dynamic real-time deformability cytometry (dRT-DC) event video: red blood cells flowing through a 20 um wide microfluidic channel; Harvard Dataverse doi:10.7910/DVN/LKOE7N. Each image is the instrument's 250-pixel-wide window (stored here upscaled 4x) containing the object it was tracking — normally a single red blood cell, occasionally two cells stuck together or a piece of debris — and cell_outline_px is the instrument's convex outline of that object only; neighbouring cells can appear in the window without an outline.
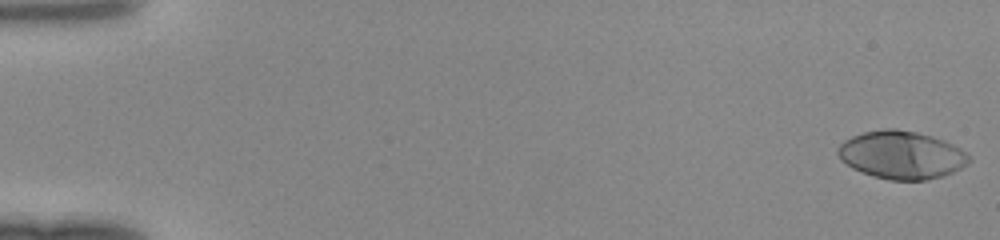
{"species": "human", "species_latin": "Homo sapiens", "temperature_condition": "room temperature", "stored_images_in_passage": 48, "camera_frame_rate_fps": 3000, "um_per_image_px": 0.085, "donor": {"sex": "female"}, "frame": {"image": 1, "passage_image": 1, "time_ms": 0.0, "image_size_px": [1000, 240], "cell_outline_px": [[972, 160], [968, 164], [944, 176], [928, 180], [888, 180], [872, 176], [860, 172], [852, 168], [840, 160], [836, 152], [836, 148], [844, 140], [852, 136], [864, 132], [884, 128], [896, 128], [916, 132], [932, 136], [944, 140], [968, 152], [972, 156]], "centroid_in_image_um": [76.63, 13.17], "position_along_channel_um": 8.4, "area_um2": 37.17}}
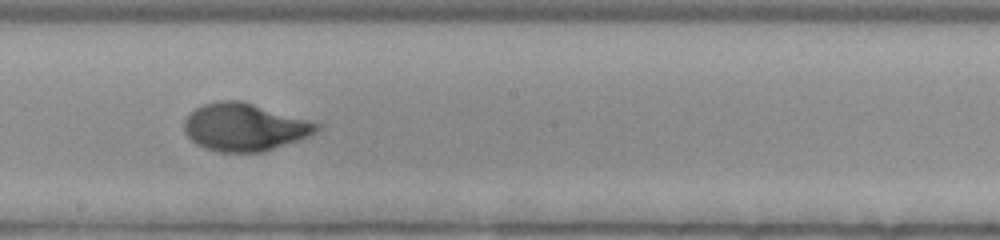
{"frame": {"image": 2, "passage_image": 28, "time_ms": 9.0, "image_size_px": [1000, 240], "cell_outline_px": [[324, 124], [316, 132], [308, 136], [264, 152], [220, 152], [204, 148], [196, 144], [184, 132], [184, 120], [196, 108], [204, 104], [216, 100], [240, 100]], "centroid_in_image_um": [20.79, 10.8], "position_along_channel_um": 227.4, "area_um2": 36.82}}
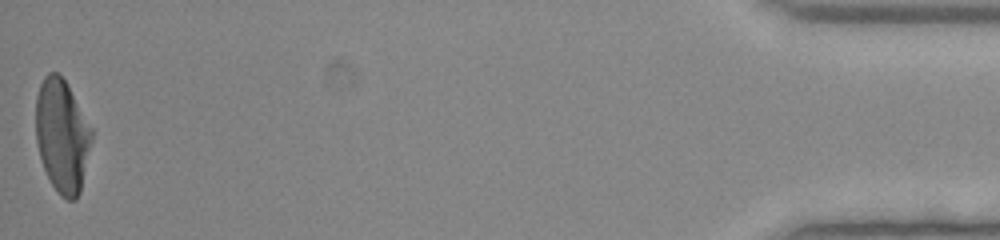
{"frame": {"image": 3, "passage_image": 48, "time_ms": 15.667, "image_size_px": [1000, 240], "cell_outline_px": [[92, 140], [80, 192], [76, 200], [68, 200], [60, 196], [52, 184], [44, 168], [40, 156], [36, 140], [36, 96], [40, 84], [44, 76], [48, 72], [60, 72], [68, 84], [92, 128]], "centroid_in_image_um": [5.28, 11.5], "position_along_channel_um": 429.9, "area_um2": 36.99}}